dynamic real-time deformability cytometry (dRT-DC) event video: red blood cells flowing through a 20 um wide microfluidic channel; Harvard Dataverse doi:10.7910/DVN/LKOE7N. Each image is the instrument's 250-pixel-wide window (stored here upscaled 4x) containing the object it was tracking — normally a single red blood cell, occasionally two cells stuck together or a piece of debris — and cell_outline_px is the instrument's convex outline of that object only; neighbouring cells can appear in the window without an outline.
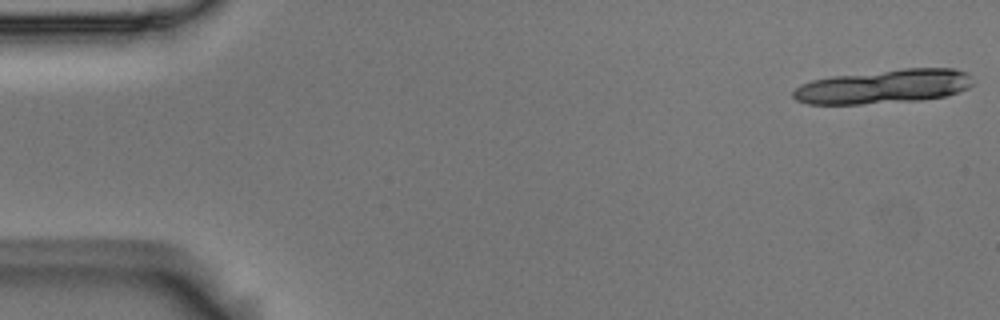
{"species": "Egyptian fruit bat (a non-hibernating species)", "species_latin": "Rousettus aegyptiacus", "temperature_condition": "room temperature", "stored_images_in_passage": 21, "segment_of_instrument_passage": [1, 2], "camera_frame_rate_fps": 3000, "um_per_image_px": 0.085, "animal": {"sex": "male"}, "frame": {"image": 1, "passage_image": 1, "time_ms": 0.0, "image_size_px": [1000, 320], "cell_outline_px": [[972, 84], [968, 88], [944, 96], [920, 100], [860, 104], [808, 104], [796, 100], [792, 96], [792, 92], [800, 84], [812, 80], [832, 76], [904, 68], [956, 68], [968, 72]], "centroid_in_image_um": [75.09, 7.35], "position_along_channel_um": 9.9, "area_um2": 35.6}}